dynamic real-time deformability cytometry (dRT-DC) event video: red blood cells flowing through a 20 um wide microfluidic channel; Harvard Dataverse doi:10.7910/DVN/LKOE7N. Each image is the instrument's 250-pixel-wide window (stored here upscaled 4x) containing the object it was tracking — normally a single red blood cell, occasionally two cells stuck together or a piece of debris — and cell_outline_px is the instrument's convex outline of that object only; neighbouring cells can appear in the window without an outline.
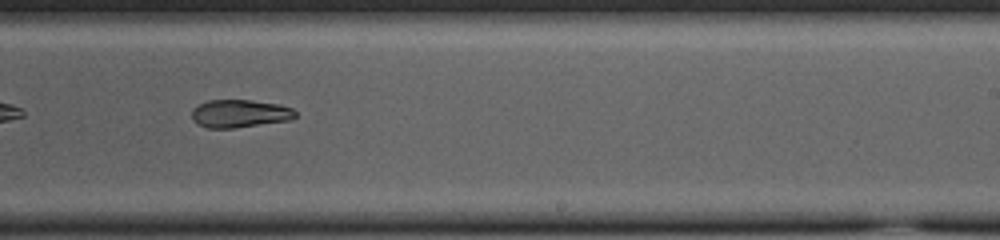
{"species": "common noctule bat (a hibernating species)", "species_latin": "Nyctalus noctula", "temperature_condition": "cold", "stored_images_in_passage": 38, "camera_frame_rate_fps": 3000, "um_per_image_px": 0.085, "animal": {"sex": "female", "body_mass_g": 23.0, "forearm_length_mm": 53.4}, "frame": {"image": 1, "passage_image": 17, "time_ms": 5.333, "image_size_px": [1000, 240], "cell_outline_px": [[296, 116], [292, 120], [236, 128], [208, 128], [192, 120], [192, 108], [196, 104], [208, 100], [252, 100], [280, 104], [292, 108], [296, 112]], "centroid_in_image_um": [20.38, 9.65], "position_along_channel_um": 268.6, "area_um2": 17.11}}
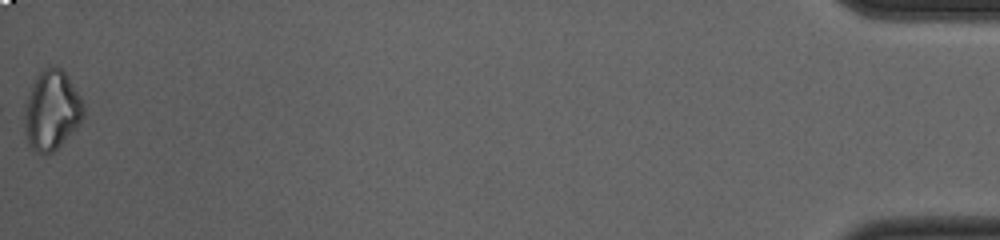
{"frame": {"image": 2, "passage_image": 38, "time_ms": 12.333, "image_size_px": [1000, 240], "cell_outline_px": [[84, 116], [80, 124], [52, 152], [36, 152], [28, 144], [24, 128], [24, 104], [36, 76], [44, 68], [56, 64], [68, 76], [80, 96], [84, 104]], "centroid_in_image_um": [4.39, 9.34], "position_along_channel_um": 430.8, "area_um2": 27.34}}